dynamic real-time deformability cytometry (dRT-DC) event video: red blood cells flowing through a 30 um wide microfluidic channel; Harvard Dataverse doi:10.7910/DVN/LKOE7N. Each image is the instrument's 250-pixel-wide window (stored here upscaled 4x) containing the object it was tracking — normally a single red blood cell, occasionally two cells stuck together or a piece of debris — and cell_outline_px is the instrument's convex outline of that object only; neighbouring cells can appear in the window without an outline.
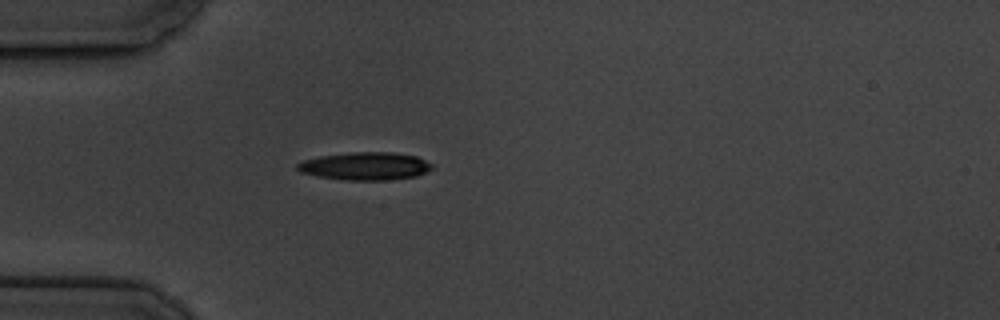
{"species": "common noctule bat (a hibernating species)", "species_latin": "Nyctalus noctula", "temperature_condition": "cold", "stored_images_in_passage": 1, "camera_frame_rate_fps": 3000, "um_per_image_px": 0.085, "animal": {"sex": "male", "body_mass_g": 19.5, "forearm_length_mm": 54.6}, "frame": {"image": 1, "passage_image": 1, "time_ms": 0.0, "image_size_px": [1000, 320], "cell_outline_px": [[432, 168], [428, 172], [416, 176], [388, 180], [344, 180], [320, 176], [300, 172], [296, 168], [296, 164], [304, 160], [320, 156], [348, 152], [392, 152], [416, 156], [432, 164]], "centroid_in_image_um": [31.05, 14.12], "position_along_channel_um": 53.9, "area_um2": 21.85}}